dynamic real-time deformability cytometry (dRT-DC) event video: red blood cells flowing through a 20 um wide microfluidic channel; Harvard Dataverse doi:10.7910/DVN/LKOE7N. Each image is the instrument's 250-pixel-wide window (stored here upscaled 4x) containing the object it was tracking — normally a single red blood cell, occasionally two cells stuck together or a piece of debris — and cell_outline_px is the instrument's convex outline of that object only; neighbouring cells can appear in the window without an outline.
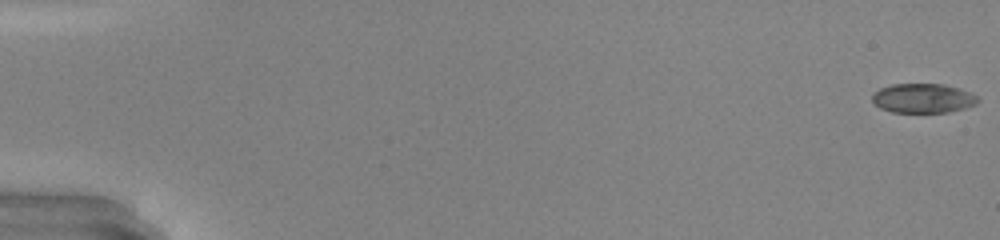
{"species": "common noctule bat (a hibernating species)", "species_latin": "Nyctalus noctula", "temperature_condition": "warm", "stored_images_in_passage": 50, "camera_frame_rate_fps": 3000, "um_per_image_px": 0.085, "animal": {"sex": "male", "body_mass_g": 20.0, "forearm_length_mm": 53.3}, "frame": {"image": 1, "passage_image": 1, "time_ms": 0.0, "image_size_px": [1000, 240], "cell_outline_px": [[980, 100], [976, 104], [964, 108], [948, 112], [892, 112], [880, 108], [872, 100], [872, 96], [880, 88], [892, 84], [944, 84], [960, 88], [976, 96]], "centroid_in_image_um": [78.46, 8.35], "position_along_channel_um": 6.5, "area_um2": 17.98}}
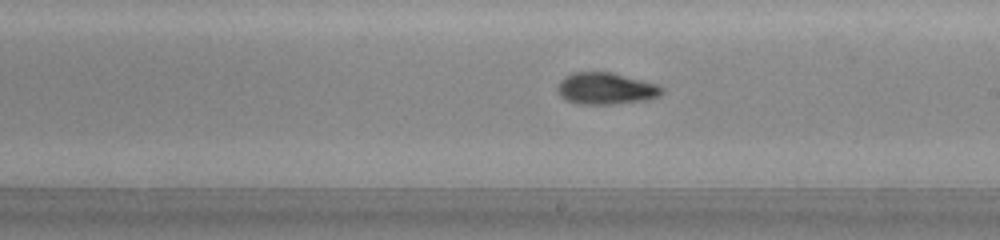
{"frame": {"image": 2, "passage_image": 30, "time_ms": 9.667, "image_size_px": [1000, 240], "cell_outline_px": [[664, 92], [660, 96], [648, 100], [608, 104], [580, 104], [568, 100], [560, 96], [556, 88], [560, 80], [564, 76], [572, 72], [612, 72], [656, 84], [664, 88]], "centroid_in_image_um": [51.5, 7.52], "position_along_channel_um": 237.5, "area_um2": 19.36}}
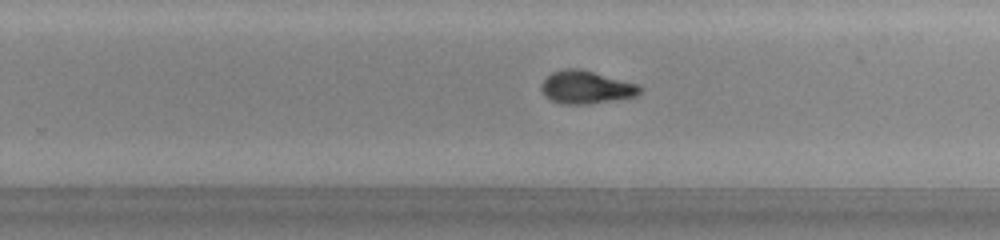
{"frame": {"image": 3, "passage_image": 33, "time_ms": 10.667, "image_size_px": [1000, 240], "cell_outline_px": [[644, 88], [636, 96], [588, 104], [560, 104], [544, 96], [540, 88], [540, 84], [552, 72], [564, 68], [580, 68], [640, 84]], "centroid_in_image_um": [49.83, 7.41], "position_along_channel_um": 280.0, "area_um2": 19.13}, "authors_computed_cell_mechanics": {"area_um2": 18.6694, "velocity_mm_per_s": 4.2673, "shape_relaxation_time_tau1_ms": 10.4426, "shape_relaxation_time_tau2_ms": 2.5216, "deformation_change_tau1": 0.351, "deformation_change_tau2": 0.08}}